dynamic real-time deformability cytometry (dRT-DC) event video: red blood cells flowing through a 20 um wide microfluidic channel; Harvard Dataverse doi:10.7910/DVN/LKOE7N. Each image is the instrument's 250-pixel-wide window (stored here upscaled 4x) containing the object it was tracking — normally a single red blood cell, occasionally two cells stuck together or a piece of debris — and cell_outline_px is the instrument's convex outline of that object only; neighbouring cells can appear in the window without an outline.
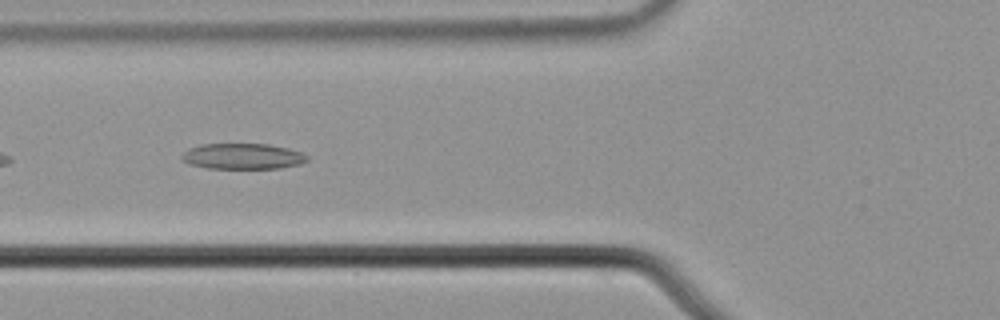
{"species": "common noctule bat (a hibernating species)", "species_latin": "Nyctalus noctula", "temperature_condition": "cold", "stored_images_in_passage": 6, "camera_frame_rate_fps": 3000, "um_per_image_px": 0.085, "animal": {"sex": "male", "body_mass_g": 21.5, "forearm_length_mm": 52.0}, "frame": {"image": 1, "passage_image": 5, "time_ms": 1.333, "image_size_px": [1000, 320], "cell_outline_px": [[308, 160], [300, 164], [280, 168], [208, 168], [188, 164], [180, 160], [180, 156], [188, 148], [200, 144], [268, 144], [288, 148], [300, 152], [308, 156]], "centroid_in_image_um": [20.58, 13.28], "position_along_channel_um": 105.2, "area_um2": 18.9}}
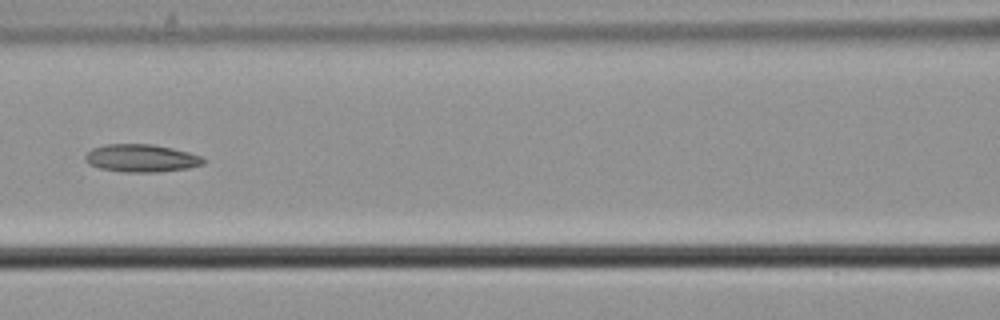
{"frame": {"image": 2, "passage_image": 6, "time_ms": 1.667, "image_size_px": [1000, 320], "cell_outline_px": [[208, 160], [204, 164], [188, 168], [160, 172], [124, 172], [100, 168], [88, 164], [84, 160], [84, 156], [92, 148], [104, 144], [152, 144], [172, 148], [188, 152], [200, 156]], "centroid_in_image_um": [12.01, 13.44], "position_along_channel_um": 154.6, "area_um2": 19.25}}